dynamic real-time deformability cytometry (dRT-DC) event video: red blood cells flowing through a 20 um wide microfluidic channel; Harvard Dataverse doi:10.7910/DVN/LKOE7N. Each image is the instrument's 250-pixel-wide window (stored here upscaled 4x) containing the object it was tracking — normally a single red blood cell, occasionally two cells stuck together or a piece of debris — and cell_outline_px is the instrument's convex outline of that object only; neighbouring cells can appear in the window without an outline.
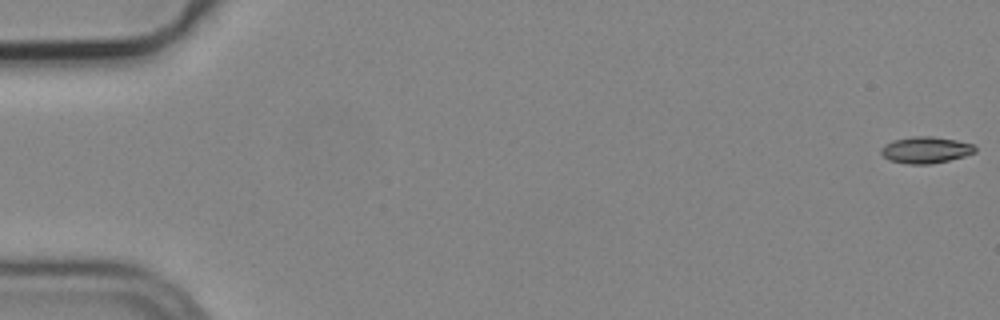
{"species": "common noctule bat (a hibernating species)", "species_latin": "Nyctalus noctula", "temperature_condition": "cold", "stored_images_in_passage": 6, "camera_frame_rate_fps": 3000, "um_per_image_px": 0.085, "animal": {"sex": "male", "body_mass_g": 19.2, "forearm_length_mm": 51.8}, "frame": {"image": 1, "passage_image": 1, "time_ms": 0.0, "image_size_px": [1000, 320], "cell_outline_px": [[976, 152], [964, 156], [932, 164], [908, 164], [888, 160], [880, 152], [880, 148], [884, 144], [892, 140], [912, 136], [932, 136], [956, 140], [972, 144], [976, 148]], "centroid_in_image_um": [78.65, 12.74], "position_along_channel_um": 6.4, "area_um2": 14.62}}
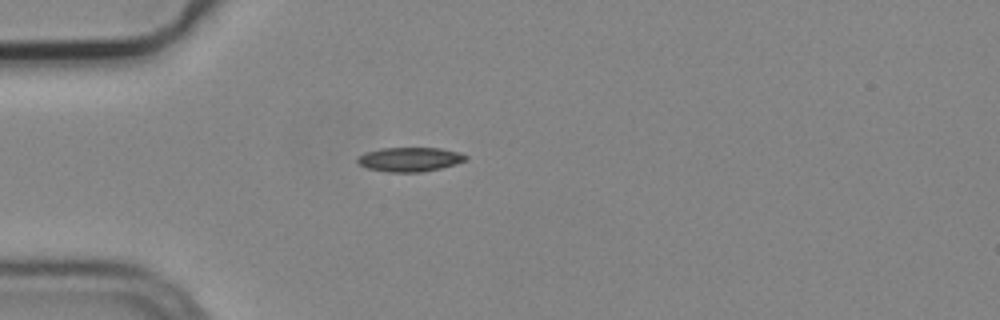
{"frame": {"image": 2, "passage_image": 5, "time_ms": 1.333, "image_size_px": [1000, 320], "cell_outline_px": [[468, 160], [456, 164], [440, 168], [420, 172], [388, 172], [368, 168], [360, 164], [356, 160], [364, 152], [384, 148], [440, 148], [460, 152], [468, 156]], "centroid_in_image_um": [34.87, 13.54], "position_along_channel_um": 50.1, "area_um2": 15.26}}